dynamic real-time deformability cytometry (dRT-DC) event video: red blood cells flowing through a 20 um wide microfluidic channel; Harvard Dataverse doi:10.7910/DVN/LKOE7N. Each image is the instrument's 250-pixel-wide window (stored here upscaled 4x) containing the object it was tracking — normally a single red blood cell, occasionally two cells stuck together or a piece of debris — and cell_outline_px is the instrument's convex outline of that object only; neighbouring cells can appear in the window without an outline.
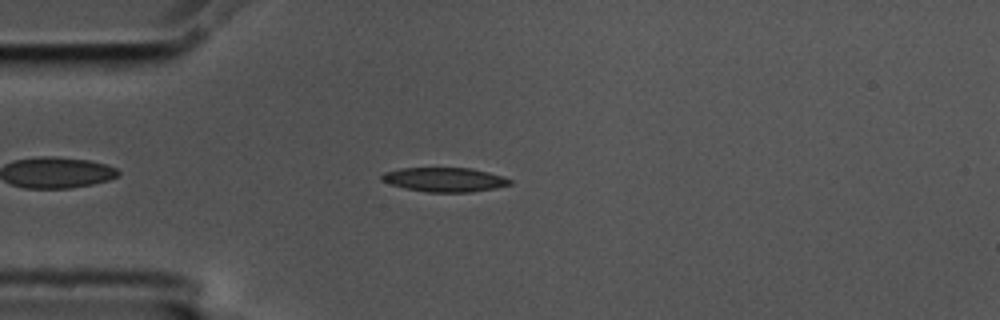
{"species": "common noctule bat (a hibernating species)", "species_latin": "Nyctalus noctula", "temperature_condition": "cold", "stored_images_in_passage": 48, "camera_frame_rate_fps": 3000, "um_per_image_px": 0.085, "animal": {"sex": "male", "body_mass_g": 17.5, "forearm_length_mm": 52.3}, "frame": {"image": 1, "passage_image": 6, "time_ms": 1.667, "image_size_px": [1000, 320], "cell_outline_px": [[512, 184], [496, 188], [468, 192], [428, 192], [404, 188], [380, 180], [380, 176], [384, 172], [400, 168], [472, 168], [504, 176], [512, 180]], "centroid_in_image_um": [37.8, 15.26], "position_along_channel_um": 47.2, "area_um2": 18.15}}
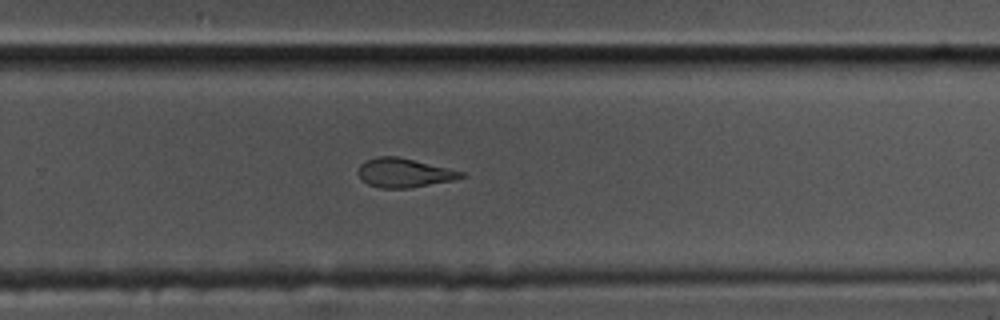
{"frame": {"image": 2, "passage_image": 28, "time_ms": 9.0, "image_size_px": [1000, 320], "cell_outline_px": [[464, 176], [452, 180], [408, 188], [380, 188], [368, 184], [360, 176], [360, 164], [364, 160], [380, 156], [396, 156], [448, 168], [464, 172]], "centroid_in_image_um": [34.33, 14.68], "position_along_channel_um": 295.5, "area_um2": 16.99}}
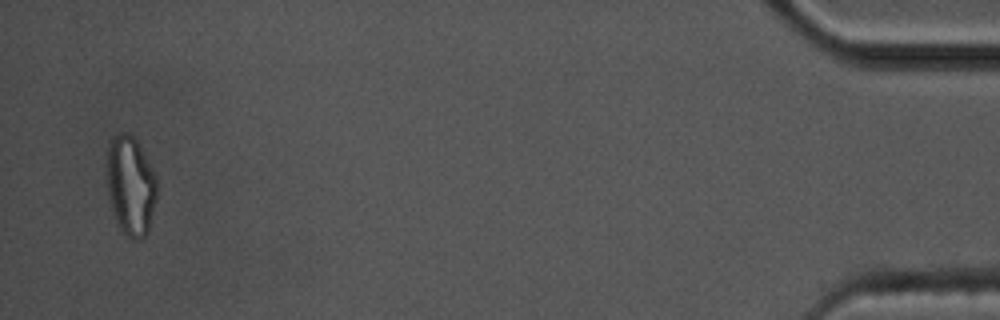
{"frame": {"image": 3, "passage_image": 46, "time_ms": 15.0, "image_size_px": [1000, 320], "cell_outline_px": [[156, 200], [148, 232], [140, 240], [132, 240], [120, 228], [116, 220], [108, 196], [108, 140], [112, 136], [120, 132], [128, 132], [136, 140], [156, 176]], "centroid_in_image_um": [11.1, 15.78], "position_along_channel_um": 424.1, "area_um2": 28.73}, "authors_computed_cell_mechanics": {"area_um2": 18.5827, "velocity_mm_per_s": 3.5775, "shape_relaxation_time_tau1_ms": 7.3109, "shape_relaxation_time_tau2_ms": 1.8797, "deformation_change_tau1": 0.2148, "deformation_change_tau2": 0.0841}}